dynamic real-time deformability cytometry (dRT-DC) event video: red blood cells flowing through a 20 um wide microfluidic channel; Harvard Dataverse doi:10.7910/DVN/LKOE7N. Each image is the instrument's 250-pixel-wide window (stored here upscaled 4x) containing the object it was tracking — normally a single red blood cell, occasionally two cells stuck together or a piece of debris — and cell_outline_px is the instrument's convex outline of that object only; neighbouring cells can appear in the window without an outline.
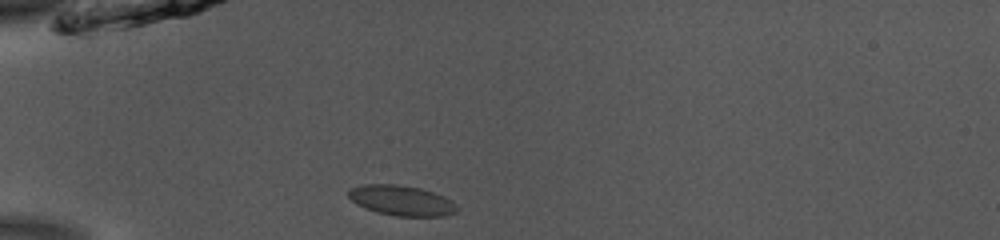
{"species": "common noctule bat (a hibernating species)", "species_latin": "Nyctalus noctula", "temperature_condition": "room temperature", "stored_images_in_passage": 38, "camera_frame_rate_fps": 3000, "um_per_image_px": 0.085, "animal": {"sex": "male", "body_mass_g": 13.0, "forearm_length_mm": 53.1}, "frame": {"image": 1, "passage_image": 1, "time_ms": 0.0, "image_size_px": [1000, 240], "cell_outline_px": [[460, 208], [456, 212], [444, 216], [396, 216], [376, 212], [356, 204], [348, 196], [348, 188], [360, 184], [396, 184], [420, 188], [444, 196], [452, 200]], "centroid_in_image_um": [34.12, 17.04], "position_along_channel_um": 50.9, "area_um2": 19.31}}
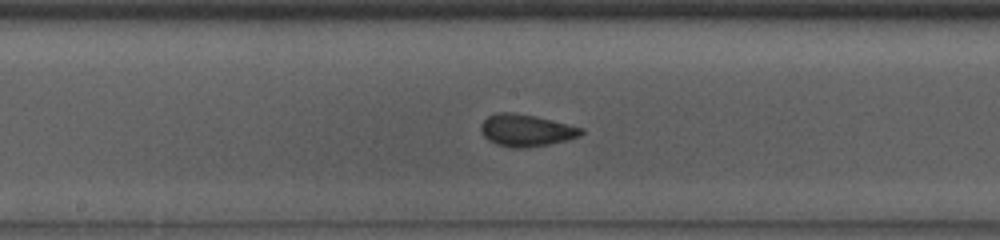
{"frame": {"image": 2, "passage_image": 14, "time_ms": 4.333, "image_size_px": [1000, 240], "cell_outline_px": [[584, 132], [580, 136], [568, 140], [528, 148], [508, 148], [496, 144], [488, 140], [480, 132], [480, 124], [488, 116], [496, 112], [512, 112], [536, 116], [584, 128]], "centroid_in_image_um": [44.71, 11.08], "position_along_channel_um": 203.5, "area_um2": 19.02}}
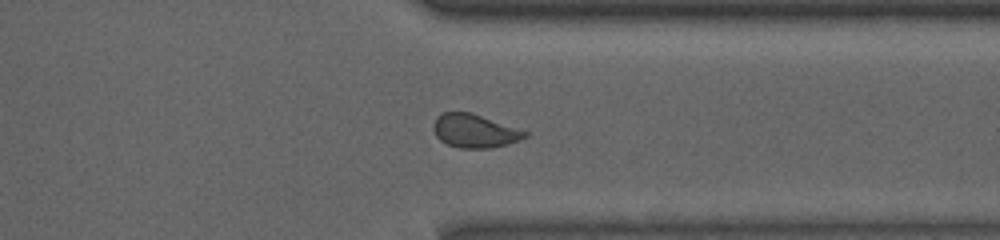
{"frame": {"image": 3, "passage_image": 27, "time_ms": 8.667, "image_size_px": [1000, 240], "cell_outline_px": [[528, 136], [520, 140], [508, 144], [492, 148], [460, 148], [448, 144], [440, 140], [436, 136], [432, 128], [432, 124], [436, 116], [444, 112], [472, 112], [528, 132]], "centroid_in_image_um": [40.32, 11.12], "position_along_channel_um": 371.1, "area_um2": 17.98}, "authors_computed_cell_mechanics": {"area_um2": 18.207, "velocity_mm_per_s": 3.8908, "shape_relaxation_time_tau1_ms": 8.3389, "shape_relaxation_time_tau2_ms": 0.9089, "deformation_change_tau1": 0.1518, "deformation_change_tau2": 0.036}}